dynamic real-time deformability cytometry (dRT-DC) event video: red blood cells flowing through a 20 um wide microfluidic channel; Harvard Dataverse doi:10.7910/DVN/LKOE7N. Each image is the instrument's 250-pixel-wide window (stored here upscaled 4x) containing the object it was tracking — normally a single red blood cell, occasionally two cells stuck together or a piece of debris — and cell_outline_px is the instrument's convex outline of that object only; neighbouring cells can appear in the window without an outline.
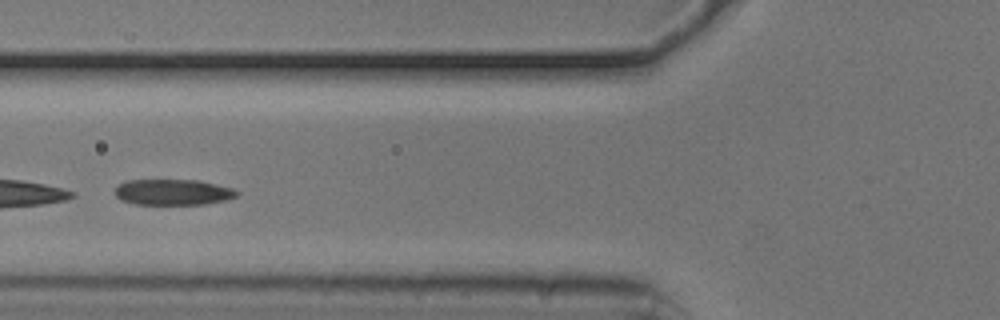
{"species": "common noctule bat (a hibernating species)", "species_latin": "Nyctalus noctula", "temperature_condition": "cold", "stored_images_in_passage": 17, "camera_frame_rate_fps": 3000, "um_per_image_px": 0.085, "animal": {"sex": "male", "body_mass_g": 20.5, "forearm_length_mm": 52.5}, "frame": {"image": 1, "passage_image": 8, "time_ms": 2.333, "image_size_px": [1000, 320], "cell_outline_px": [[240, 192], [236, 196], [224, 200], [204, 204], [136, 204], [120, 200], [116, 196], [116, 188], [124, 180], [200, 180], [232, 188]], "centroid_in_image_um": [14.69, 16.33], "position_along_channel_um": 111.1, "area_um2": 18.26}}